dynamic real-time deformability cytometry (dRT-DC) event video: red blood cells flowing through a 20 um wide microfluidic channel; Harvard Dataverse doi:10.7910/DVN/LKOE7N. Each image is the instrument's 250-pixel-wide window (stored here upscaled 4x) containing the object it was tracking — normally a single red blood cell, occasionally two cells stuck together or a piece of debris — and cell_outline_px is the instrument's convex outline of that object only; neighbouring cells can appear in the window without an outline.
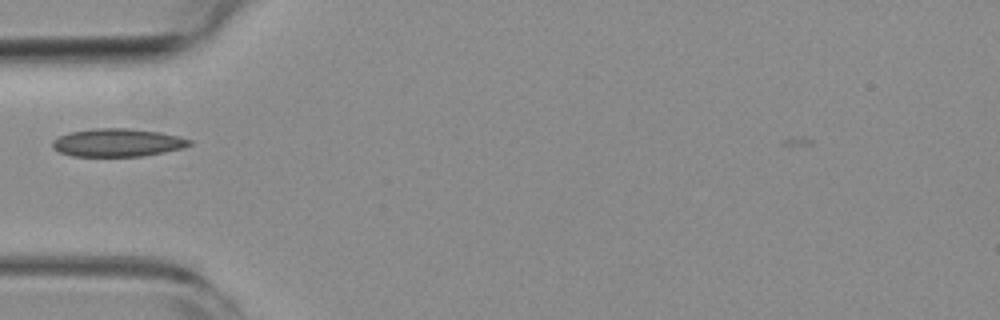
{"species": "common noctule bat (a hibernating species)", "species_latin": "Nyctalus noctula", "temperature_condition": "room temperature", "stored_images_in_passage": 35, "camera_frame_rate_fps": 3000, "um_per_image_px": 0.085, "animal": {"sex": "female", "body_mass_g": 19.3, "forearm_length_mm": 54.1}, "frame": {"image": 1, "passage_image": 3, "time_ms": 0.667, "image_size_px": [1000, 320], "cell_outline_px": [[192, 144], [184, 148], [144, 156], [72, 156], [60, 152], [52, 148], [52, 140], [68, 132], [96, 128], [128, 128], [160, 132], [180, 136], [192, 140]], "centroid_in_image_um": [10.01, 12.12], "position_along_channel_um": 75.0, "area_um2": 22.54}}
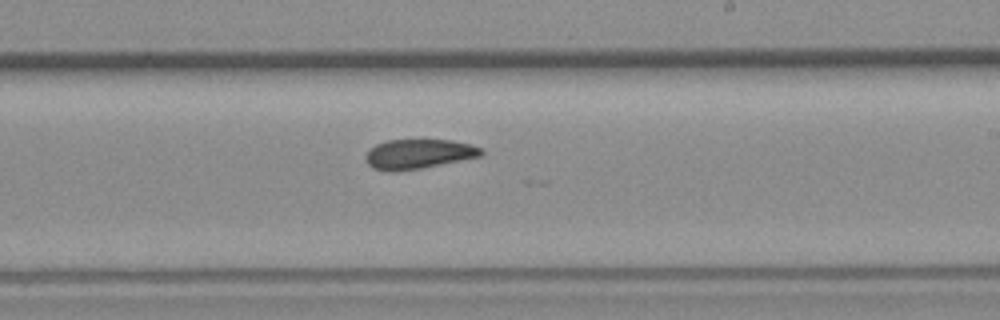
{"frame": {"image": 2, "passage_image": 17, "time_ms": 5.333, "image_size_px": [1000, 320], "cell_outline_px": [[484, 156], [400, 172], [388, 172], [372, 168], [368, 164], [364, 156], [376, 144], [388, 140], [452, 140], [472, 144], [480, 148], [484, 152]], "centroid_in_image_um": [35.59, 13.1], "position_along_channel_um": 253.4, "area_um2": 20.17}}
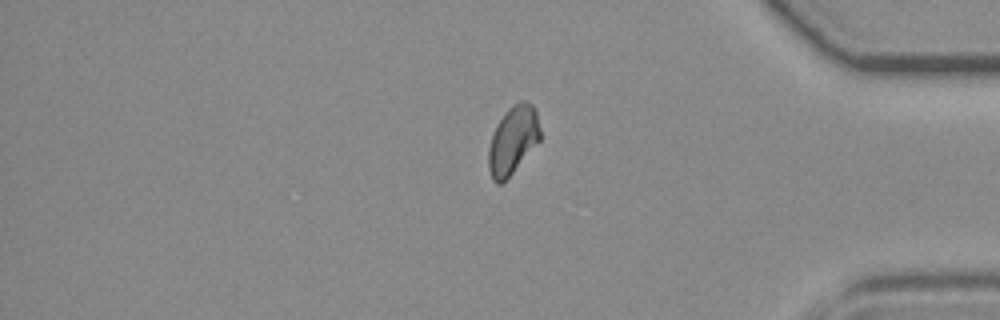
{"frame": {"image": 3, "passage_image": 30, "time_ms": 9.667, "image_size_px": [1000, 320], "cell_outline_px": [[540, 140], [512, 172], [500, 184], [496, 184], [492, 180], [488, 168], [488, 148], [492, 136], [504, 112], [508, 108], [520, 100], [524, 100], [532, 104], [536, 112], [540, 128]], "centroid_in_image_um": [43.59, 11.9], "position_along_channel_um": 391.6, "area_um2": 20.17}, "authors_computed_cell_mechanics": {"area_um2": 20.1722, "velocity_mm_per_s": 3.8233, "shape_relaxation_time_tau1_ms": 5.8918, "shape_relaxation_time_tau2_ms": 3.5184, "deformation_change_tau1": 0.1388, "deformation_change_tau2": 0.0754}}